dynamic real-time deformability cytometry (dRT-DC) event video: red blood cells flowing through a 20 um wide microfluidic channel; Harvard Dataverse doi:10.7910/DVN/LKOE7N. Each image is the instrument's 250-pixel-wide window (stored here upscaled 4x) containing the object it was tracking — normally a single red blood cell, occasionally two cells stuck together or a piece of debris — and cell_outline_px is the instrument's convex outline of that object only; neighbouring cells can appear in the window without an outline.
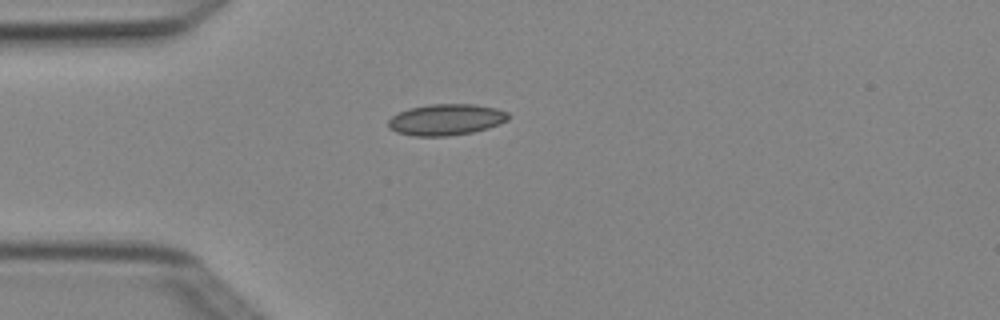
{"species": "Egyptian fruit bat (a non-hibernating species)", "species_latin": "Rousettus aegyptiacus", "temperature_condition": "cold", "stored_images_in_passage": 2, "camera_frame_rate_fps": 3000, "um_per_image_px": 0.085, "animal": {"sex": "female"}, "frame": {"image": 1, "passage_image": 1, "time_ms": 0.0, "image_size_px": [1000, 320], "cell_outline_px": [[508, 120], [500, 124], [488, 128], [472, 132], [448, 136], [412, 136], [396, 132], [388, 128], [388, 120], [392, 116], [408, 108], [428, 104], [476, 104], [496, 108], [508, 112]], "centroid_in_image_um": [37.91, 10.17], "position_along_channel_um": 47.1, "area_um2": 22.02}}